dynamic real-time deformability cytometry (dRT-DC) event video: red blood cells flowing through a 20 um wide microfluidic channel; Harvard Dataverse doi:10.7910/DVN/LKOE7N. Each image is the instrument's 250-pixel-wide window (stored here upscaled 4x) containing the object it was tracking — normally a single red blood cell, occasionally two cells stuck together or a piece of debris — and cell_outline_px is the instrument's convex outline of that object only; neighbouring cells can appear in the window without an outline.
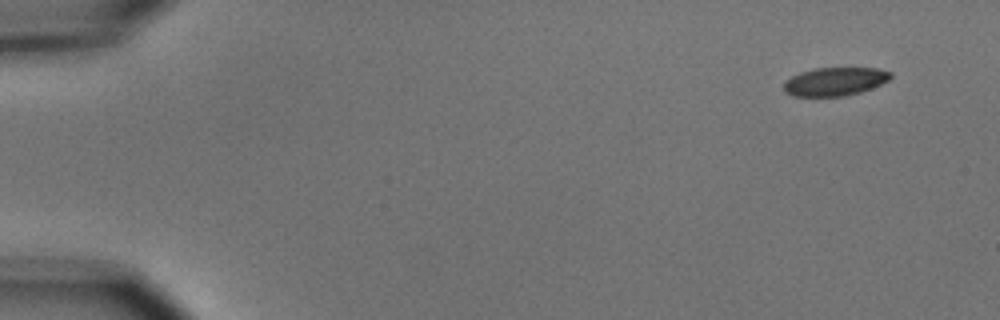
{"species": "common noctule bat (a hibernating species)", "species_latin": "Nyctalus noctula", "temperature_condition": "cold", "stored_images_in_passage": 10, "camera_frame_rate_fps": 3000, "um_per_image_px": 0.085, "animal": {"sex": "male", "body_mass_g": 15.6}, "frame": {"image": 1, "passage_image": 1, "time_ms": 0.0, "image_size_px": [1000, 320], "cell_outline_px": [[892, 76], [888, 80], [872, 88], [860, 92], [844, 96], [792, 96], [784, 92], [784, 80], [800, 72], [812, 68], [876, 68], [892, 72]], "centroid_in_image_um": [70.94, 6.93], "position_along_channel_um": 14.1, "area_um2": 17.74}}
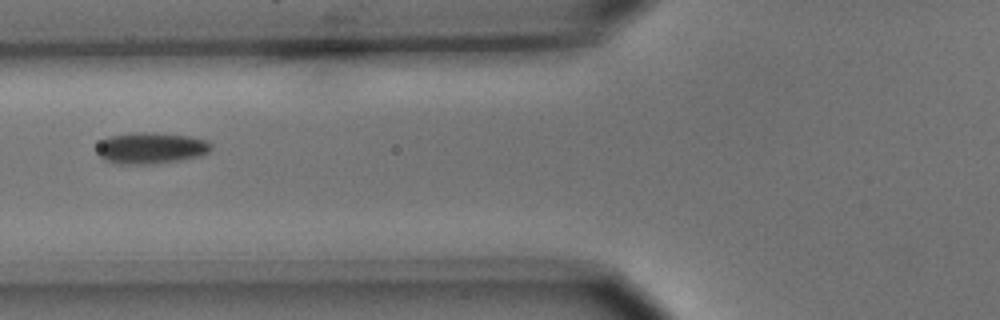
{"frame": {"image": 2, "passage_image": 6, "time_ms": 6.0, "image_size_px": [1000, 320], "cell_outline_px": [[212, 148], [208, 152], [200, 156], [180, 160], [148, 164], [112, 164], [104, 160], [96, 152], [96, 148], [104, 140], [112, 136], [132, 132], [156, 132], [188, 136], [208, 140], [212, 144]], "centroid_in_image_um": [12.84, 12.59], "position_along_channel_um": 113.0, "area_um2": 20.98}}
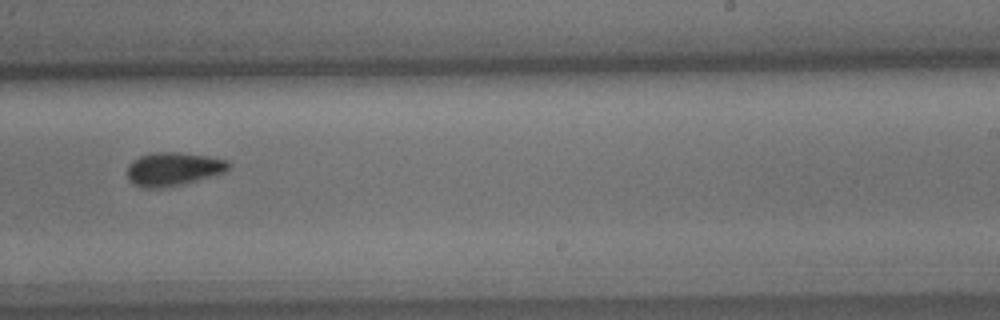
{"frame": {"image": 3, "passage_image": 10, "time_ms": 10.333, "image_size_px": [1000, 320], "cell_outline_px": [[228, 168], [224, 172], [168, 188], [144, 188], [132, 184], [128, 180], [128, 164], [132, 160], [140, 156], [156, 152], [180, 152], [208, 156], [228, 160]], "centroid_in_image_um": [14.68, 14.37], "position_along_channel_um": 274.3, "area_um2": 19.77}}